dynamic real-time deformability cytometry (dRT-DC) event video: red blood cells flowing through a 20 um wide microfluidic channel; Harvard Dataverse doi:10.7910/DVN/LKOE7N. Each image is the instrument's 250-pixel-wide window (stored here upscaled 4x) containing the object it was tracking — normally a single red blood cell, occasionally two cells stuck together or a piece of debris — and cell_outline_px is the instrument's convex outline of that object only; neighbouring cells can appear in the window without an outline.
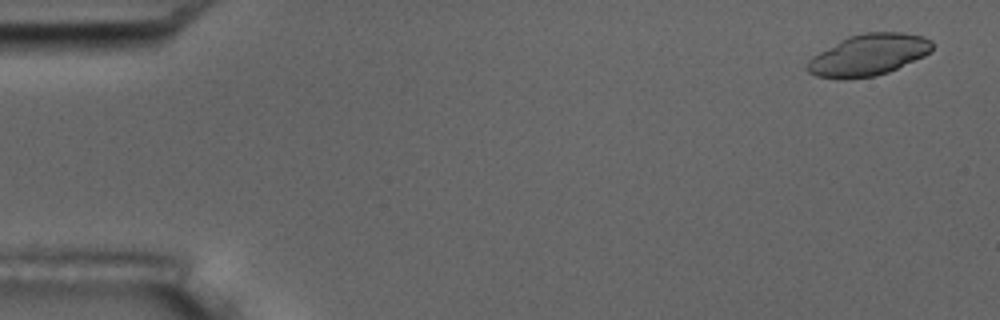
{"species": "common noctule bat (a hibernating species)", "species_latin": "Nyctalus noctula", "temperature_condition": "room temperature", "stored_images_in_passage": 4, "camera_frame_rate_fps": 3000, "um_per_image_px": 0.085, "animal": {"sex": "male", "body_mass_g": 17.5, "forearm_length_mm": 52.3}, "frame": {"image": 1, "passage_image": 1, "time_ms": 0.0, "image_size_px": [1000, 320], "cell_outline_px": [[932, 52], [924, 56], [888, 72], [876, 76], [816, 76], [808, 72], [804, 68], [808, 60], [812, 56], [840, 40], [848, 36], [864, 32], [900, 32], [924, 36], [932, 40]], "centroid_in_image_um": [73.85, 4.62], "position_along_channel_um": 11.1, "area_um2": 29.65}}